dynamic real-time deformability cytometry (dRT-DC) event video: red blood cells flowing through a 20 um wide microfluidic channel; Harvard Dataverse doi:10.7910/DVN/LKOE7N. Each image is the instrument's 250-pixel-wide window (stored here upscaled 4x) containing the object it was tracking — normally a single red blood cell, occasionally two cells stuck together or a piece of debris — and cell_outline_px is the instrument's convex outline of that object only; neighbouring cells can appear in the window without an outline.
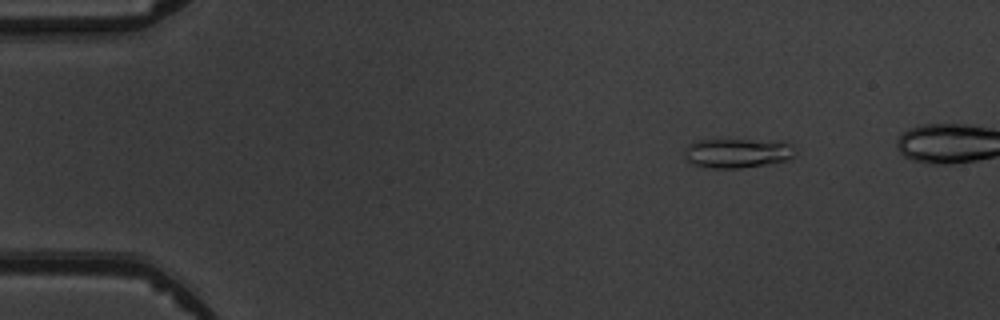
{"species": "common noctule bat (a hibernating species)", "species_latin": "Nyctalus noctula", "temperature_condition": "warm", "stored_images_in_passage": 5, "camera_frame_rate_fps": 3000, "um_per_image_px": 0.085, "animal": {"sex": "male", "body_mass_g": 19.5, "forearm_length_mm": 54.6}, "frame": {"image": 1, "passage_image": 2, "time_ms": 2.0, "image_size_px": [1000, 320], "cell_outline_px": [[796, 152], [788, 160], [768, 164], [740, 168], [712, 168], [692, 164], [684, 156], [684, 148], [688, 144], [696, 140], [784, 140], [792, 144]], "centroid_in_image_um": [62.7, 13.0], "position_along_channel_um": 22.3, "area_um2": 19.31}}